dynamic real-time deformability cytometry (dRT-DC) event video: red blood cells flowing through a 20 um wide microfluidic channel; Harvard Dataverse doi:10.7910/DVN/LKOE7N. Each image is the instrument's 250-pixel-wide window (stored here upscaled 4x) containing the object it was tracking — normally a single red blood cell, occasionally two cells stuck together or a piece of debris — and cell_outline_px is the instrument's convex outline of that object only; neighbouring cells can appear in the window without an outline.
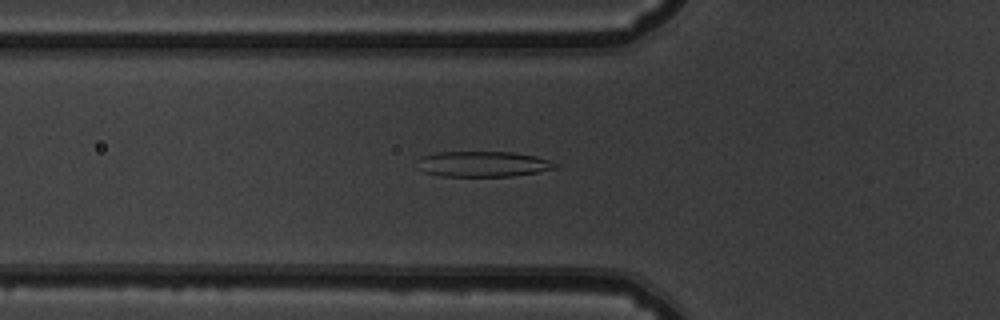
{"species": "common noctule bat (a hibernating species)", "species_latin": "Nyctalus noctula", "temperature_condition": "warm", "stored_images_in_passage": 53, "camera_frame_rate_fps": 3000, "um_per_image_px": 0.085, "animal": {"sex": "male", "body_mass_g": 19.5, "forearm_length_mm": 54.6}, "frame": {"image": 1, "passage_image": 19, "time_ms": 6.0, "image_size_px": [1000, 320], "cell_outline_px": [[560, 164], [556, 168], [536, 172], [512, 176], [440, 176], [424, 172], [420, 168], [420, 156], [436, 152], [512, 152], [536, 156]], "centroid_in_image_um": [41.08, 13.94], "position_along_channel_um": 84.7, "area_um2": 20.4}}
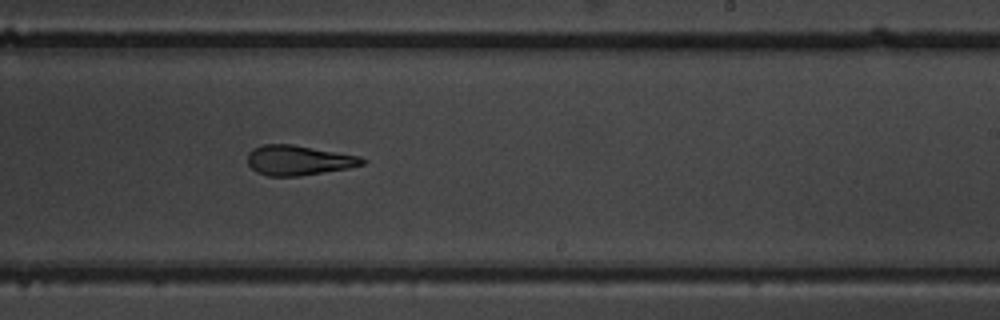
{"frame": {"image": 2, "passage_image": 33, "time_ms": 10.667, "image_size_px": [1000, 320], "cell_outline_px": [[368, 160], [364, 164], [348, 168], [300, 176], [268, 176], [256, 172], [248, 164], [248, 152], [252, 148], [264, 144], [292, 144], [360, 156]], "centroid_in_image_um": [25.37, 13.62], "position_along_channel_um": 263.6, "area_um2": 20.06}}
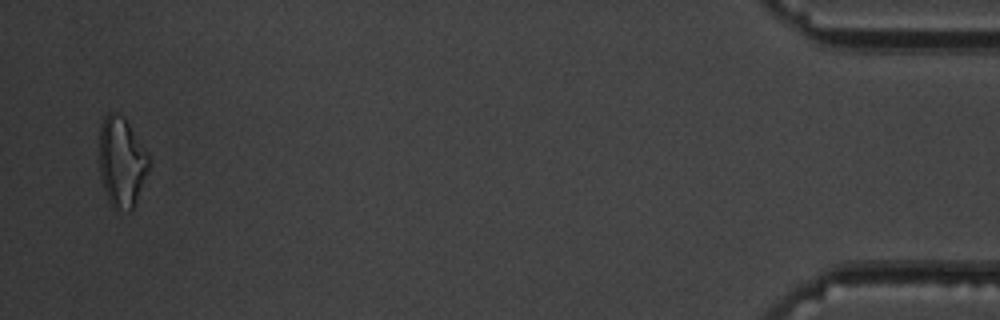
{"frame": {"image": 3, "passage_image": 52, "time_ms": 17.0, "image_size_px": [1000, 320], "cell_outline_px": [[152, 164], [132, 208], [128, 212], [112, 208], [108, 200], [100, 176], [100, 124], [104, 116], [108, 112], [116, 112], [124, 116], [148, 156]], "centroid_in_image_um": [10.33, 13.76], "position_along_channel_um": 424.9, "area_um2": 25.95}, "authors_computed_cell_mechanics": {"area_um2": 21.7328, "velocity_mm_per_s": 3.8259, "shape_relaxation_time_tau1_ms": 4.6004, "shape_relaxation_time_tau2_ms": 2.1185, "deformation_change_tau1": 0.153, "deformation_change_tau2": 0.1227}}